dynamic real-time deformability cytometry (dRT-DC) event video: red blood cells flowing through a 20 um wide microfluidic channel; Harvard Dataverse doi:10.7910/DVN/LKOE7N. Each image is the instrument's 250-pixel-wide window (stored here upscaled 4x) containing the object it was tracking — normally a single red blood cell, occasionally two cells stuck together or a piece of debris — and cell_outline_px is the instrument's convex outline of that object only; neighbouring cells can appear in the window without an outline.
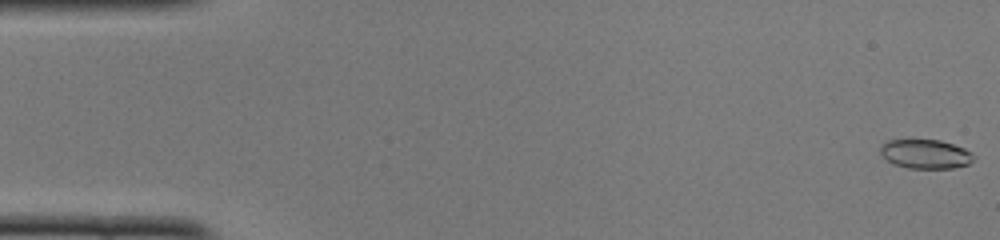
{"species": "common noctule bat (a hibernating species)", "species_latin": "Nyctalus noctula", "temperature_condition": "cold", "stored_images_in_passage": 46, "camera_frame_rate_fps": 3000, "um_per_image_px": 0.085, "animal": {"sex": "female", "body_mass_g": 22.0, "forearm_length_mm": 56.7}, "frame": {"image": 1, "passage_image": 1, "time_ms": 0.0, "image_size_px": [1000, 240], "cell_outline_px": [[976, 156], [968, 164], [952, 168], [908, 168], [892, 164], [880, 152], [880, 148], [888, 140], [940, 140], [964, 148], [972, 152]], "centroid_in_image_um": [78.69, 13.09], "position_along_channel_um": 6.3, "area_um2": 15.72}}
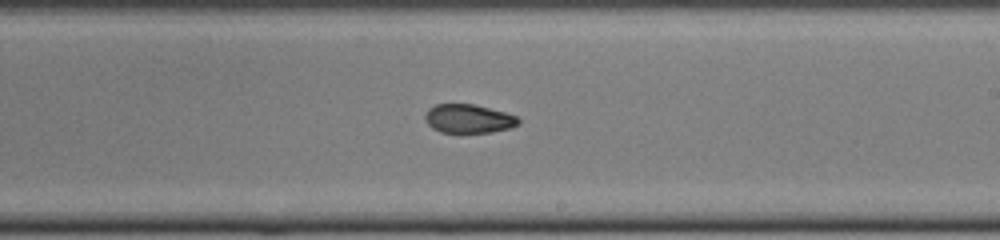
{"frame": {"image": 2, "passage_image": 29, "time_ms": 9.333, "image_size_px": [1000, 240], "cell_outline_px": [[520, 124], [512, 128], [492, 132], [440, 132], [432, 128], [424, 120], [424, 116], [428, 108], [436, 104], [472, 104], [504, 112], [516, 116], [520, 120]], "centroid_in_image_um": [39.81, 10.09], "position_along_channel_um": 249.2, "area_um2": 15.66}}
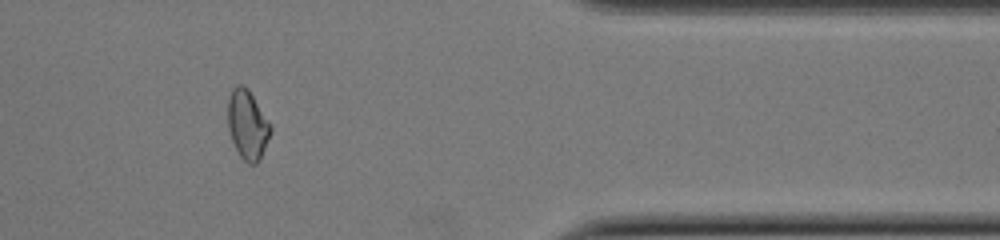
{"frame": {"image": 3, "passage_image": 41, "time_ms": 13.333, "image_size_px": [1000, 240], "cell_outline_px": [[272, 128], [260, 160], [256, 164], [248, 164], [240, 156], [232, 140], [228, 128], [228, 96], [232, 88], [236, 84], [240, 84], [248, 88]], "centroid_in_image_um": [21.01, 10.59], "position_along_channel_um": 390.4, "area_um2": 17.05}, "authors_computed_cell_mechanics": {"area_um2": 16.7042, "velocity_mm_per_s": 4.1078, "shape_relaxation_time_tau1_ms": null, "shape_relaxation_time_tau2_ms": 3.009, "deformation_change_tau1": null, "deformation_change_tau2": 0.0748}}